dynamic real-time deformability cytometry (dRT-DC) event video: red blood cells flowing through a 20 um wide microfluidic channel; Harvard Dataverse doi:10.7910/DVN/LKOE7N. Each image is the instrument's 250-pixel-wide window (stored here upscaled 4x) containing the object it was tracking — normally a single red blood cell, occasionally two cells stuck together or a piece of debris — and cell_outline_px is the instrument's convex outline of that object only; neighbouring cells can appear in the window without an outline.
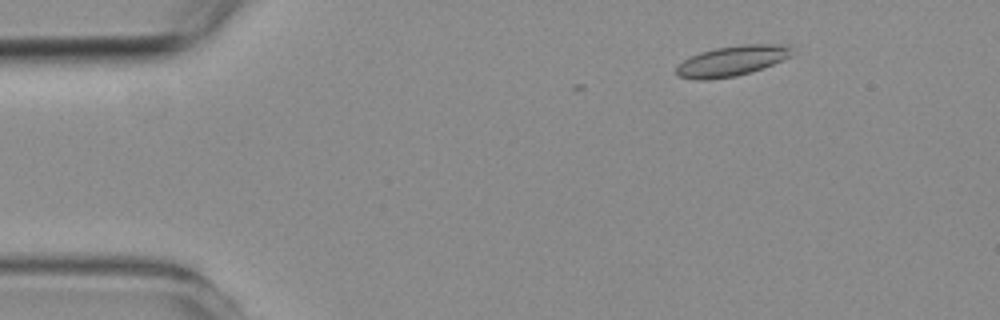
{"species": "common noctule bat (a hibernating species)", "species_latin": "Nyctalus noctula", "temperature_condition": "room temperature", "stored_images_in_passage": 2, "camera_frame_rate_fps": 3000, "um_per_image_px": 0.085, "animal": {"sex": "female", "body_mass_g": 19.3, "forearm_length_mm": 54.1}, "frame": {"image": 1, "passage_image": 2, "time_ms": 1.333, "image_size_px": [1000, 320], "cell_outline_px": [[792, 56], [764, 68], [736, 76], [708, 80], [696, 80], [676, 76], [676, 68], [684, 60], [700, 52], [716, 48], [744, 44], [788, 44], [792, 48]], "centroid_in_image_um": [62.24, 5.18], "position_along_channel_um": 22.8, "area_um2": 20.52}}